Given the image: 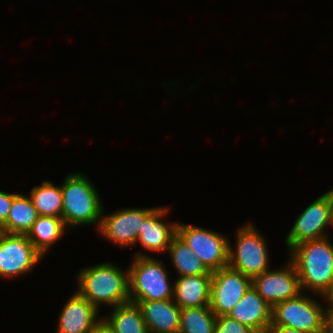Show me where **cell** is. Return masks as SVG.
Returning a JSON list of instances; mask_svg holds the SVG:
<instances>
[{"mask_svg":"<svg viewBox=\"0 0 333 333\" xmlns=\"http://www.w3.org/2000/svg\"><path fill=\"white\" fill-rule=\"evenodd\" d=\"M328 237L304 241L291 249L301 288L326 296L333 287V246Z\"/></svg>","mask_w":333,"mask_h":333,"instance_id":"6da1fadb","label":"cell"},{"mask_svg":"<svg viewBox=\"0 0 333 333\" xmlns=\"http://www.w3.org/2000/svg\"><path fill=\"white\" fill-rule=\"evenodd\" d=\"M78 277V292L98 310L101 304L113 305L130 301L129 270L122 271L110 263L81 269Z\"/></svg>","mask_w":333,"mask_h":333,"instance_id":"7a4b0ae2","label":"cell"},{"mask_svg":"<svg viewBox=\"0 0 333 333\" xmlns=\"http://www.w3.org/2000/svg\"><path fill=\"white\" fill-rule=\"evenodd\" d=\"M62 189V218L66 226L100 225L103 211L98 191L86 176H66Z\"/></svg>","mask_w":333,"mask_h":333,"instance_id":"3957f363","label":"cell"},{"mask_svg":"<svg viewBox=\"0 0 333 333\" xmlns=\"http://www.w3.org/2000/svg\"><path fill=\"white\" fill-rule=\"evenodd\" d=\"M167 274L161 261L138 253L129 267L130 301L173 299L174 285H170Z\"/></svg>","mask_w":333,"mask_h":333,"instance_id":"277c9868","label":"cell"},{"mask_svg":"<svg viewBox=\"0 0 333 333\" xmlns=\"http://www.w3.org/2000/svg\"><path fill=\"white\" fill-rule=\"evenodd\" d=\"M324 322L323 307L301 293L272 307L270 325H283L304 333H316L324 329Z\"/></svg>","mask_w":333,"mask_h":333,"instance_id":"5b68a950","label":"cell"},{"mask_svg":"<svg viewBox=\"0 0 333 333\" xmlns=\"http://www.w3.org/2000/svg\"><path fill=\"white\" fill-rule=\"evenodd\" d=\"M237 233L235 251L229 243L228 266L253 279L269 268L266 242L250 223Z\"/></svg>","mask_w":333,"mask_h":333,"instance_id":"8992f818","label":"cell"},{"mask_svg":"<svg viewBox=\"0 0 333 333\" xmlns=\"http://www.w3.org/2000/svg\"><path fill=\"white\" fill-rule=\"evenodd\" d=\"M176 234L210 271L228 266L229 241L224 236L190 224H177Z\"/></svg>","mask_w":333,"mask_h":333,"instance_id":"52a82bcc","label":"cell"},{"mask_svg":"<svg viewBox=\"0 0 333 333\" xmlns=\"http://www.w3.org/2000/svg\"><path fill=\"white\" fill-rule=\"evenodd\" d=\"M333 226V189L318 197L296 219L286 238L290 250L304 241L327 237L324 229Z\"/></svg>","mask_w":333,"mask_h":333,"instance_id":"ba28073f","label":"cell"},{"mask_svg":"<svg viewBox=\"0 0 333 333\" xmlns=\"http://www.w3.org/2000/svg\"><path fill=\"white\" fill-rule=\"evenodd\" d=\"M252 279L230 266L211 274L210 303L216 316L228 315L251 288Z\"/></svg>","mask_w":333,"mask_h":333,"instance_id":"9c48e42d","label":"cell"},{"mask_svg":"<svg viewBox=\"0 0 333 333\" xmlns=\"http://www.w3.org/2000/svg\"><path fill=\"white\" fill-rule=\"evenodd\" d=\"M42 258L26 234L0 231V276L23 275Z\"/></svg>","mask_w":333,"mask_h":333,"instance_id":"30bf717a","label":"cell"},{"mask_svg":"<svg viewBox=\"0 0 333 333\" xmlns=\"http://www.w3.org/2000/svg\"><path fill=\"white\" fill-rule=\"evenodd\" d=\"M252 287L272 308L275 304L295 298L302 290L295 264L290 261L280 270H267L252 279Z\"/></svg>","mask_w":333,"mask_h":333,"instance_id":"8fae6325","label":"cell"},{"mask_svg":"<svg viewBox=\"0 0 333 333\" xmlns=\"http://www.w3.org/2000/svg\"><path fill=\"white\" fill-rule=\"evenodd\" d=\"M154 209L127 208L117 210L113 214L101 217L99 232L115 244L118 243V246L134 245L139 237V229L142 227L143 220Z\"/></svg>","mask_w":333,"mask_h":333,"instance_id":"7c38bea8","label":"cell"},{"mask_svg":"<svg viewBox=\"0 0 333 333\" xmlns=\"http://www.w3.org/2000/svg\"><path fill=\"white\" fill-rule=\"evenodd\" d=\"M98 311L77 291L63 307L57 333H90L102 321Z\"/></svg>","mask_w":333,"mask_h":333,"instance_id":"4fadbf2b","label":"cell"},{"mask_svg":"<svg viewBox=\"0 0 333 333\" xmlns=\"http://www.w3.org/2000/svg\"><path fill=\"white\" fill-rule=\"evenodd\" d=\"M272 308L251 286L227 315L247 325L255 333H266L271 324Z\"/></svg>","mask_w":333,"mask_h":333,"instance_id":"5bb4252c","label":"cell"},{"mask_svg":"<svg viewBox=\"0 0 333 333\" xmlns=\"http://www.w3.org/2000/svg\"><path fill=\"white\" fill-rule=\"evenodd\" d=\"M148 333H179L180 310L174 299L137 301Z\"/></svg>","mask_w":333,"mask_h":333,"instance_id":"9a60e30c","label":"cell"},{"mask_svg":"<svg viewBox=\"0 0 333 333\" xmlns=\"http://www.w3.org/2000/svg\"><path fill=\"white\" fill-rule=\"evenodd\" d=\"M169 212V208L155 209L143 220L139 229V241L146 249L156 252L168 250L172 238L176 235L177 223H162L161 218ZM160 219V220H159Z\"/></svg>","mask_w":333,"mask_h":333,"instance_id":"2e32d148","label":"cell"},{"mask_svg":"<svg viewBox=\"0 0 333 333\" xmlns=\"http://www.w3.org/2000/svg\"><path fill=\"white\" fill-rule=\"evenodd\" d=\"M173 285V299L181 309L209 305L211 274L178 276Z\"/></svg>","mask_w":333,"mask_h":333,"instance_id":"e0dca14e","label":"cell"},{"mask_svg":"<svg viewBox=\"0 0 333 333\" xmlns=\"http://www.w3.org/2000/svg\"><path fill=\"white\" fill-rule=\"evenodd\" d=\"M38 216L30 197L14 193L9 215L0 231L9 234H27Z\"/></svg>","mask_w":333,"mask_h":333,"instance_id":"ac0fdd59","label":"cell"},{"mask_svg":"<svg viewBox=\"0 0 333 333\" xmlns=\"http://www.w3.org/2000/svg\"><path fill=\"white\" fill-rule=\"evenodd\" d=\"M103 321L113 333H148L146 323L139 306L135 302H126L113 308L110 318Z\"/></svg>","mask_w":333,"mask_h":333,"instance_id":"d6986e66","label":"cell"},{"mask_svg":"<svg viewBox=\"0 0 333 333\" xmlns=\"http://www.w3.org/2000/svg\"><path fill=\"white\" fill-rule=\"evenodd\" d=\"M65 227L62 217L38 216L26 235L44 256L49 247L64 234Z\"/></svg>","mask_w":333,"mask_h":333,"instance_id":"ffe728a7","label":"cell"},{"mask_svg":"<svg viewBox=\"0 0 333 333\" xmlns=\"http://www.w3.org/2000/svg\"><path fill=\"white\" fill-rule=\"evenodd\" d=\"M167 251L179 276L212 274L177 234L172 238Z\"/></svg>","mask_w":333,"mask_h":333,"instance_id":"44dd1931","label":"cell"},{"mask_svg":"<svg viewBox=\"0 0 333 333\" xmlns=\"http://www.w3.org/2000/svg\"><path fill=\"white\" fill-rule=\"evenodd\" d=\"M39 216L62 217V189L50 181L35 186L29 195Z\"/></svg>","mask_w":333,"mask_h":333,"instance_id":"7402d4cb","label":"cell"},{"mask_svg":"<svg viewBox=\"0 0 333 333\" xmlns=\"http://www.w3.org/2000/svg\"><path fill=\"white\" fill-rule=\"evenodd\" d=\"M216 315L211 307H192L180 310L179 333H214Z\"/></svg>","mask_w":333,"mask_h":333,"instance_id":"603a6c76","label":"cell"},{"mask_svg":"<svg viewBox=\"0 0 333 333\" xmlns=\"http://www.w3.org/2000/svg\"><path fill=\"white\" fill-rule=\"evenodd\" d=\"M214 333H255L247 325L227 315L216 316Z\"/></svg>","mask_w":333,"mask_h":333,"instance_id":"cb8c5ba5","label":"cell"},{"mask_svg":"<svg viewBox=\"0 0 333 333\" xmlns=\"http://www.w3.org/2000/svg\"><path fill=\"white\" fill-rule=\"evenodd\" d=\"M14 193L0 191V228L6 223Z\"/></svg>","mask_w":333,"mask_h":333,"instance_id":"d4e9b609","label":"cell"},{"mask_svg":"<svg viewBox=\"0 0 333 333\" xmlns=\"http://www.w3.org/2000/svg\"><path fill=\"white\" fill-rule=\"evenodd\" d=\"M266 333H304V332L283 325H270Z\"/></svg>","mask_w":333,"mask_h":333,"instance_id":"484cf974","label":"cell"},{"mask_svg":"<svg viewBox=\"0 0 333 333\" xmlns=\"http://www.w3.org/2000/svg\"><path fill=\"white\" fill-rule=\"evenodd\" d=\"M324 329L328 333H333V309H331L330 307L325 310Z\"/></svg>","mask_w":333,"mask_h":333,"instance_id":"4316f807","label":"cell"},{"mask_svg":"<svg viewBox=\"0 0 333 333\" xmlns=\"http://www.w3.org/2000/svg\"><path fill=\"white\" fill-rule=\"evenodd\" d=\"M90 333H113V331L102 320Z\"/></svg>","mask_w":333,"mask_h":333,"instance_id":"83f0119b","label":"cell"},{"mask_svg":"<svg viewBox=\"0 0 333 333\" xmlns=\"http://www.w3.org/2000/svg\"><path fill=\"white\" fill-rule=\"evenodd\" d=\"M328 299V304H330V308L333 309V287L331 291L325 296Z\"/></svg>","mask_w":333,"mask_h":333,"instance_id":"f1b7e54d","label":"cell"},{"mask_svg":"<svg viewBox=\"0 0 333 333\" xmlns=\"http://www.w3.org/2000/svg\"><path fill=\"white\" fill-rule=\"evenodd\" d=\"M316 333H328L325 329L319 331V332H316Z\"/></svg>","mask_w":333,"mask_h":333,"instance_id":"f546056e","label":"cell"}]
</instances>
